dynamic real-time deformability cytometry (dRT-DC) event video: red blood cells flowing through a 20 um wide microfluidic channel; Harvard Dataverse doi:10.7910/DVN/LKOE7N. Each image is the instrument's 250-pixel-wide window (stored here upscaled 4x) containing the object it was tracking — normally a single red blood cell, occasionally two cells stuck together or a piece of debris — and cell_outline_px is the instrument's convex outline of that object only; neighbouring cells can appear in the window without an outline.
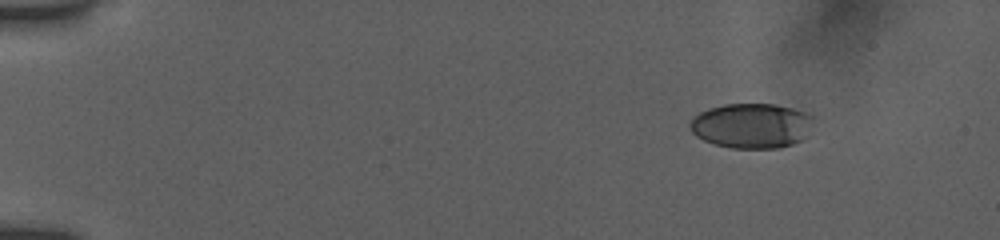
{"species": "human", "species_latin": "Homo sapiens", "temperature_condition": "room temperature", "stored_images_in_passage": 48, "camera_frame_rate_fps": 3000, "um_per_image_px": 0.085, "donor": {"sex": "female"}, "frame": {"image": 1, "passage_image": 1, "time_ms": 0.0, "image_size_px": [1000, 240], "cell_outline_px": [[812, 116], [804, 136], [800, 140], [792, 144], [780, 148], [732, 148], [716, 144], [704, 140], [696, 136], [692, 132], [688, 124], [692, 116], [708, 108], [724, 104], [776, 104], [792, 108], [804, 112]], "centroid_in_image_um": [63.8, 10.67], "position_along_channel_um": 21.2, "area_um2": 32.08}}
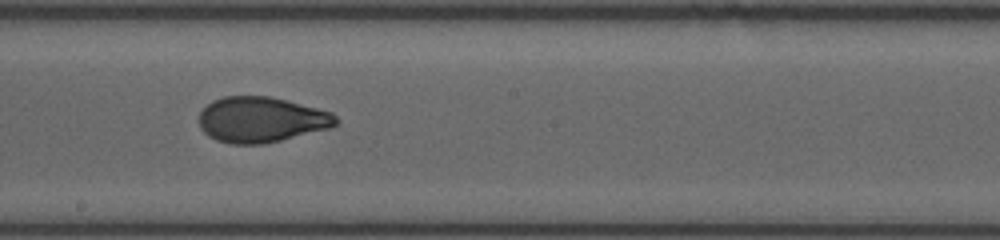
{"frame": {"image": 2, "passage_image": 26, "time_ms": 8.333, "image_size_px": [1000, 240], "cell_outline_px": [[340, 120], [336, 124], [328, 128], [264, 144], [228, 144], [216, 140], [208, 136], [200, 128], [200, 112], [212, 100], [224, 96], [268, 96], [288, 100], [332, 112]], "centroid_in_image_um": [22.19, 10.16], "position_along_channel_um": 226.0, "area_um2": 36.3}}
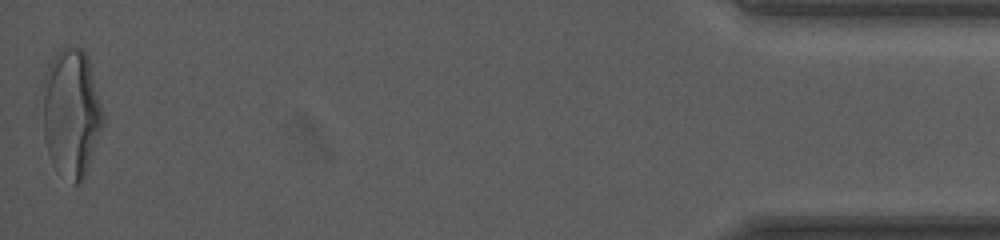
{"frame": {"image": 3, "passage_image": 48, "time_ms": 15.667, "image_size_px": [1000, 240], "cell_outline_px": [[104, 120], [84, 176], [80, 184], [72, 184], [52, 164], [48, 152], [44, 136], [44, 76], [48, 64], [56, 52], [60, 48], [80, 48], [88, 56], [104, 112]], "centroid_in_image_um": [6.07, 9.57], "position_along_channel_um": 429.1, "area_um2": 44.62}, "authors_computed_cell_mechanics": {"area_um2": 36.1828, "velocity_mm_per_s": 3.8878, "shape_relaxation_time_tau1_ms": 4.4246, "shape_relaxation_time_tau2_ms": 1.158, "deformation_change_tau1": 0.1891, "deformation_change_tau2": 0.0675}}